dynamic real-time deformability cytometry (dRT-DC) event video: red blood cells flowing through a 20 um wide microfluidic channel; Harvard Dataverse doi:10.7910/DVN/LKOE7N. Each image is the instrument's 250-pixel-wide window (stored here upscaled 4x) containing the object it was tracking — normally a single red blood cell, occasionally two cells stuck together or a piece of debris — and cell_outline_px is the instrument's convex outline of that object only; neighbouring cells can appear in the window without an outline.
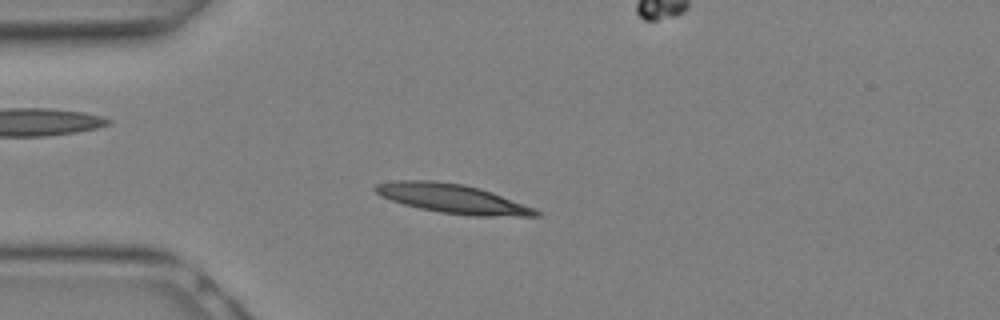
{"species": "Egyptian fruit bat (a non-hibernating species)", "species_latin": "Rousettus aegyptiacus", "temperature_condition": "warm", "stored_images_in_passage": 13, "camera_frame_rate_fps": 3000, "um_per_image_px": 0.085, "animal": {"sex": "female"}, "frame": {"image": 1, "passage_image": 4, "time_ms": 1.0, "image_size_px": [1000, 320], "cell_outline_px": [[540, 216], [468, 216], [440, 212], [420, 208], [404, 204], [380, 196], [372, 188], [376, 184], [396, 180], [432, 180], [464, 184], [480, 188], [492, 192], [532, 208], [540, 212]], "centroid_in_image_um": [38.41, 16.88], "position_along_channel_um": 46.6, "area_um2": 27.11}}
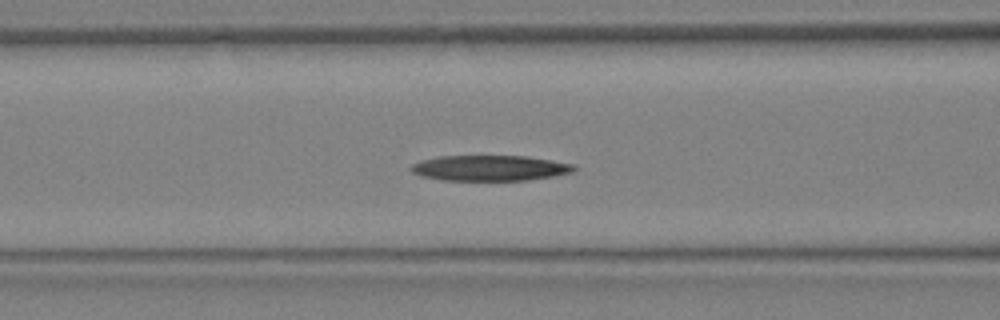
{"frame": {"image": 2, "passage_image": 8, "time_ms": 2.333, "image_size_px": [1000, 320], "cell_outline_px": [[576, 168], [572, 172], [552, 176], [528, 180], [444, 180], [424, 176], [412, 172], [408, 168], [412, 164], [420, 160], [440, 156], [528, 156], [576, 164]], "centroid_in_image_um": [41.65, 14.27], "position_along_channel_um": 124.9, "area_um2": 24.22}}
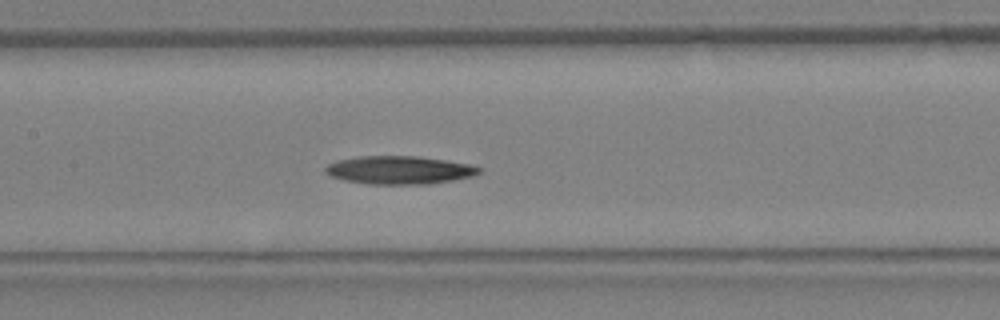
{"frame": {"image": 3, "passage_image": 10, "time_ms": 3.0, "image_size_px": [1000, 320], "cell_outline_px": [[484, 168], [480, 172], [472, 176], [452, 180], [428, 184], [368, 184], [344, 180], [332, 176], [324, 172], [324, 168], [328, 164], [340, 160], [360, 156], [416, 156], [444, 160], [468, 164]], "centroid_in_image_um": [33.94, 14.46], "position_along_channel_um": 173.5, "area_um2": 25.03}}